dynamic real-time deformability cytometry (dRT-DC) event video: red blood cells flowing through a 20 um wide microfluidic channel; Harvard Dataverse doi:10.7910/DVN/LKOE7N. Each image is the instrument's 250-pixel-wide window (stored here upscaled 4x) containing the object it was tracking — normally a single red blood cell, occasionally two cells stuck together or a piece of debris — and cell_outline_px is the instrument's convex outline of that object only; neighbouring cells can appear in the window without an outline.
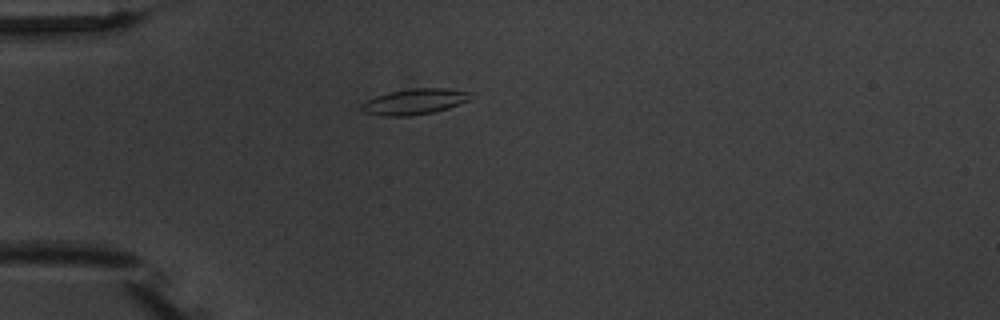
{"species": "common noctule bat (a hibernating species)", "species_latin": "Nyctalus noctula", "temperature_condition": "warm", "stored_images_in_passage": 8, "camera_frame_rate_fps": 3000, "um_per_image_px": 0.085, "animal": {"sex": "male", "body_mass_g": 20.1, "forearm_length_mm": 53.5}, "frame": {"image": 1, "passage_image": 6, "time_ms": 9.0, "image_size_px": [1000, 320], "cell_outline_px": [[472, 92], [468, 100], [460, 104], [448, 108], [432, 112], [408, 116], [384, 116], [364, 112], [360, 108], [360, 104], [364, 100], [376, 96], [392, 92], [412, 88], [448, 88]], "centroid_in_image_um": [35.21, 8.63], "position_along_channel_um": 49.8, "area_um2": 16.3}}